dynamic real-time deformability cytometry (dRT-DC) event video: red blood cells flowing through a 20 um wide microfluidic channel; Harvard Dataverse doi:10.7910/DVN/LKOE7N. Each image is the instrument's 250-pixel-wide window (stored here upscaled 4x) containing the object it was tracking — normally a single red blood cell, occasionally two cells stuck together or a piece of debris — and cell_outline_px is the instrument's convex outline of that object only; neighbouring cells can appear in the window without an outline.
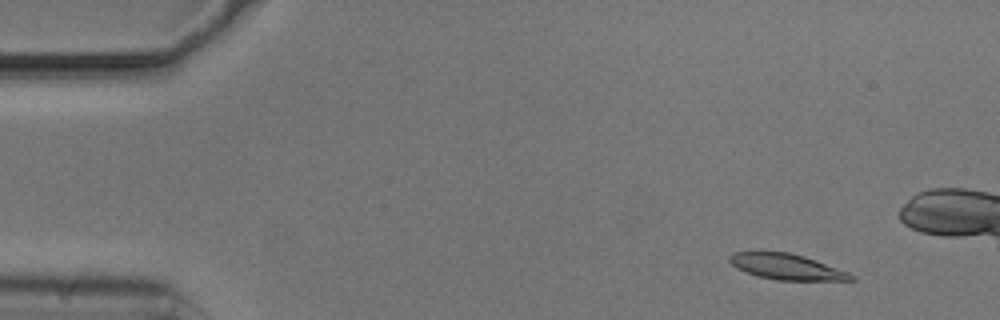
{"species": "common noctule bat (a hibernating species)", "species_latin": "Nyctalus noctula", "temperature_condition": "cold", "stored_images_in_passage": 55, "camera_frame_rate_fps": 3000, "um_per_image_px": 0.085, "animal": {"sex": "male", "body_mass_g": 20.5, "forearm_length_mm": 52.5}, "frame": {"image": 1, "passage_image": 5, "time_ms": 1.333, "image_size_px": [1000, 320], "cell_outline_px": [[856, 280], [776, 280], [756, 276], [736, 268], [728, 260], [728, 256], [732, 252], [788, 252], [804, 256], [816, 260], [848, 272], [856, 276]], "centroid_in_image_um": [66.85, 22.68], "position_along_channel_um": 18.2, "area_um2": 18.21}}
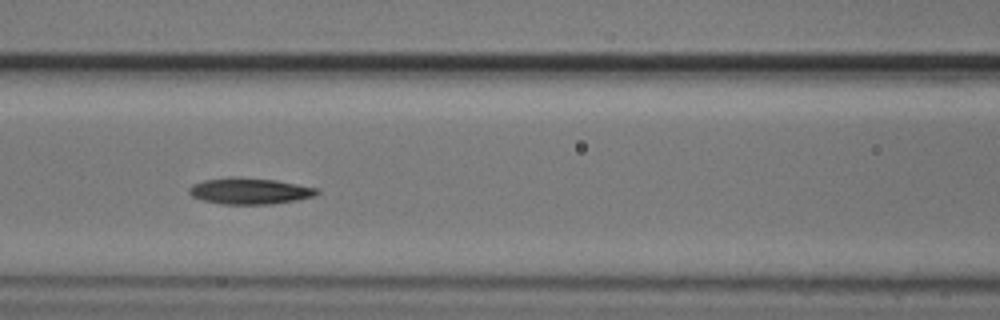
{"frame": {"image": 2, "passage_image": 23, "time_ms": 7.333, "image_size_px": [1000, 320], "cell_outline_px": [[320, 192], [312, 196], [296, 200], [272, 204], [220, 204], [204, 200], [192, 196], [188, 192], [188, 188], [192, 184], [204, 180], [228, 176], [236, 176], [276, 180], [320, 188]], "centroid_in_image_um": [21.21, 16.22], "position_along_channel_um": 145.4, "area_um2": 19.77}}
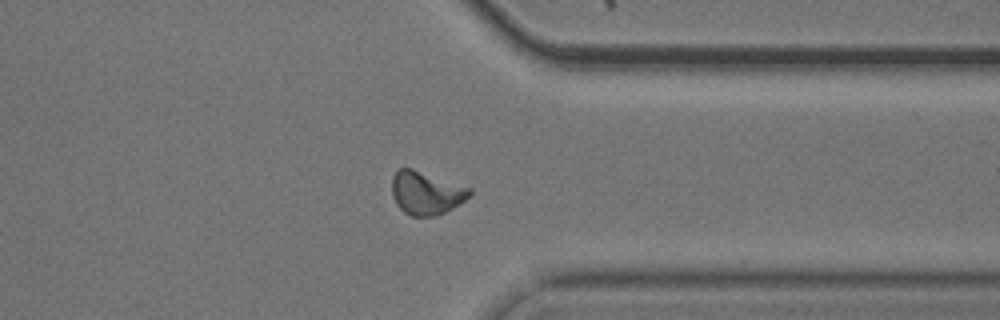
{"frame": {"image": 3, "passage_image": 42, "time_ms": 13.667, "image_size_px": [1000, 320], "cell_outline_px": [[472, 196], [452, 208], [436, 216], [412, 216], [404, 212], [396, 204], [392, 196], [392, 176], [396, 168], [412, 168], [472, 188]], "centroid_in_image_um": [36.22, 16.39], "position_along_channel_um": 375.2, "area_um2": 19.77}, "authors_computed_cell_mechanics": {"area_um2": 19.074, "velocity_mm_per_s": 3.6896, "shape_relaxation_time_tau1_ms": 3.1973, "shape_relaxation_time_tau2_ms": 3.9947, "deformation_change_tau1": 0.1064, "deformation_change_tau2": 0.1048}}